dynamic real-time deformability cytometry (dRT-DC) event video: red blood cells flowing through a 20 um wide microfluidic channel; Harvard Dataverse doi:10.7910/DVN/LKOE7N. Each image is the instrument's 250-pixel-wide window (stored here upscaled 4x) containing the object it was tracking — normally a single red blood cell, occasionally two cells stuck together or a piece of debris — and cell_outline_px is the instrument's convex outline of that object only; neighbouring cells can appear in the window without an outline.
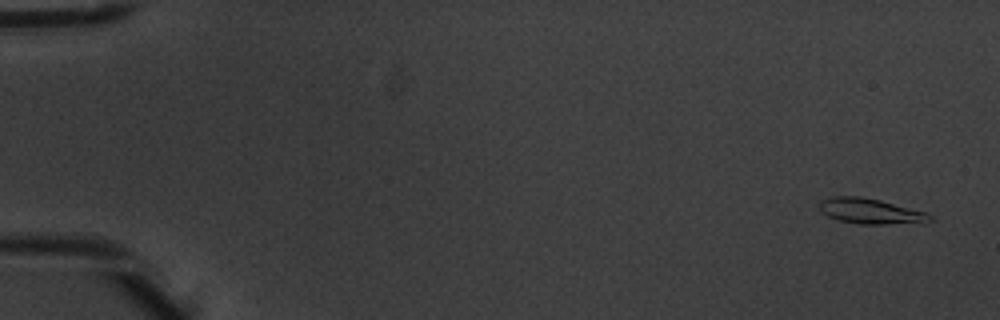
{"species": "common noctule bat (a hibernating species)", "species_latin": "Nyctalus noctula", "temperature_condition": "warm", "stored_images_in_passage": 3, "camera_frame_rate_fps": 3000, "um_per_image_px": 0.085, "animal": {"sex": "male", "body_mass_g": 20.1, "forearm_length_mm": 53.5}, "frame": {"image": 1, "passage_image": 1, "time_ms": 0.0, "image_size_px": [1000, 320], "cell_outline_px": [[936, 220], [920, 224], [860, 224], [840, 220], [828, 216], [820, 212], [820, 200], [832, 196], [860, 196], [880, 200], [928, 212]], "centroid_in_image_um": [74.09, 17.96], "position_along_channel_um": 10.9, "area_um2": 16.76}}